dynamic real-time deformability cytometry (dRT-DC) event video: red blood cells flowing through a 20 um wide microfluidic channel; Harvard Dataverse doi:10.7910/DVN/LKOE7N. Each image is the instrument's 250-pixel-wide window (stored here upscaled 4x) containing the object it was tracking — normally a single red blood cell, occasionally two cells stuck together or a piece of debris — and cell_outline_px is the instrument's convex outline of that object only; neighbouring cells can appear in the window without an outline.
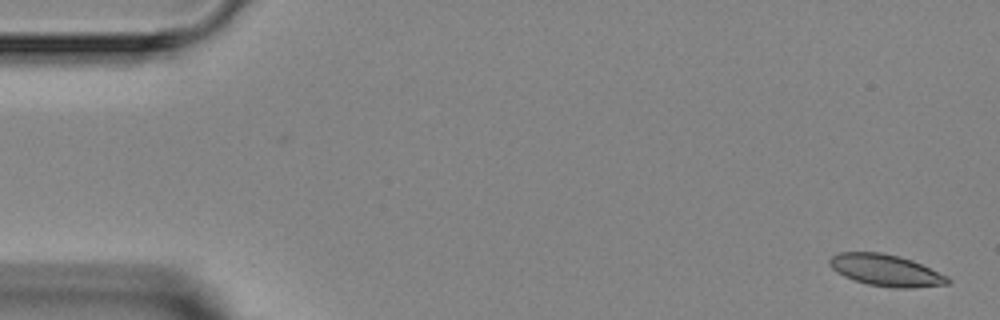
{"species": "Egyptian fruit bat (a non-hibernating species)", "species_latin": "Rousettus aegyptiacus", "temperature_condition": "room temperature", "stored_images_in_passage": 3, "segment_of_instrument_passage": [2, 2], "camera_frame_rate_fps": 3000, "um_per_image_px": 0.085, "animal": {"sex": "female"}, "frame": {"image": 1, "passage_image": 3, "time_ms": 3.333, "image_size_px": [1000, 320], "cell_outline_px": [[952, 280], [948, 284], [912, 288], [896, 288], [868, 284], [844, 276], [836, 272], [828, 264], [828, 260], [832, 256], [840, 252], [880, 252], [912, 260], [948, 276]], "centroid_in_image_um": [75.3, 22.97], "position_along_channel_um": 9.7, "area_um2": 21.68}}